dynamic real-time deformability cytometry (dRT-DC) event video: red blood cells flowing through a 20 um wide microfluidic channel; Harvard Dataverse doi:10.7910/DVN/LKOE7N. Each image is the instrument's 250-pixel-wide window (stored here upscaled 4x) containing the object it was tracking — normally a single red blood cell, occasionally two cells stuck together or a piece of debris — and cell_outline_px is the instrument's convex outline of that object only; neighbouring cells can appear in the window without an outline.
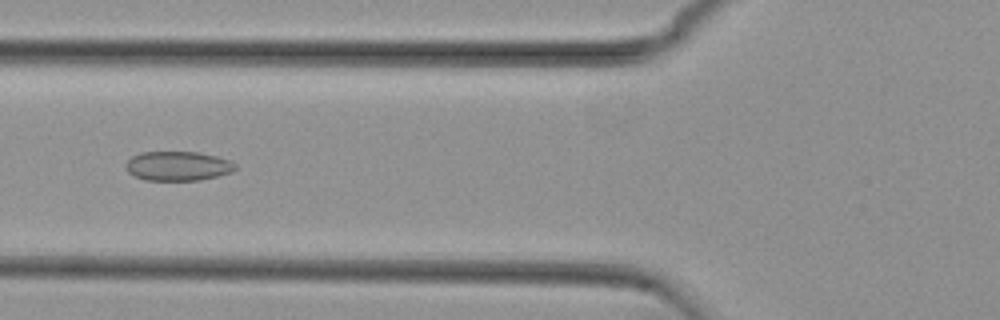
{"species": "common noctule bat (a hibernating species)", "species_latin": "Nyctalus noctula", "temperature_condition": "cold", "stored_images_in_passage": 44, "camera_frame_rate_fps": 3000, "um_per_image_px": 0.085, "animal": {"sex": "female", "body_mass_g": 29.2, "forearm_length_mm": 56.3}, "frame": {"image": 1, "passage_image": 16, "time_ms": 5.0, "image_size_px": [1000, 320], "cell_outline_px": [[236, 168], [232, 172], [200, 180], [144, 180], [128, 172], [124, 164], [132, 156], [140, 152], [200, 152], [232, 160], [236, 164]], "centroid_in_image_um": [15.13, 14.1], "position_along_channel_um": 110.7, "area_um2": 18.84}}
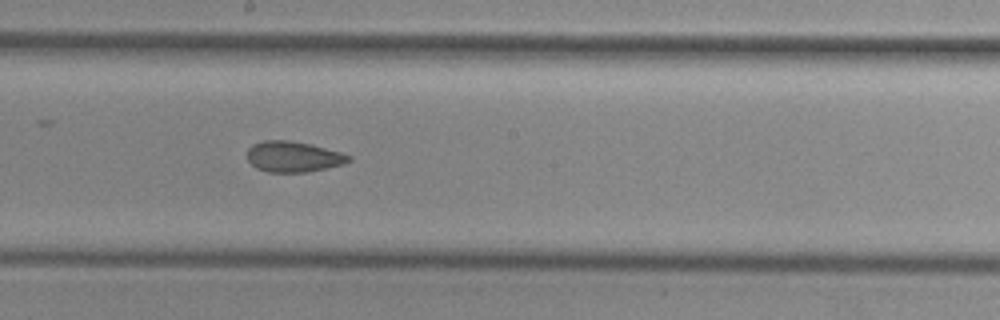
{"frame": {"image": 2, "passage_image": 25, "time_ms": 8.0, "image_size_px": [1000, 320], "cell_outline_px": [[352, 160], [344, 164], [328, 168], [308, 172], [268, 172], [256, 168], [248, 160], [248, 148], [252, 144], [264, 140], [288, 140], [312, 144], [340, 152], [352, 156]], "centroid_in_image_um": [24.96, 13.32], "position_along_channel_um": 223.2, "area_um2": 18.32}}
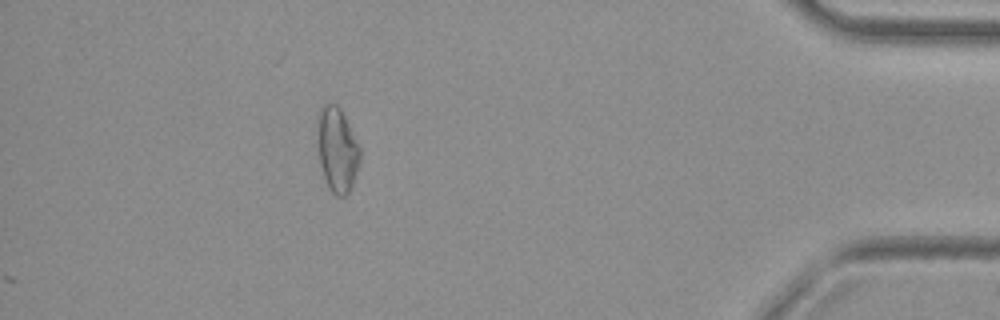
{"frame": {"image": 3, "passage_image": 44, "time_ms": 14.333, "image_size_px": [1000, 320], "cell_outline_px": [[360, 160], [352, 184], [348, 192], [344, 196], [336, 196], [328, 188], [320, 164], [316, 144], [316, 116], [320, 108], [324, 104], [336, 104], [340, 108], [360, 144]], "centroid_in_image_um": [28.62, 12.67], "position_along_channel_um": 406.6, "area_um2": 21.44}, "authors_computed_cell_mechanics": {"area_um2": 18.785, "velocity_mm_per_s": 3.7464, "shape_relaxation_time_tau1_ms": null, "shape_relaxation_time_tau2_ms": 2.8243, "deformation_change_tau1": null, "deformation_change_tau2": 0.093}}